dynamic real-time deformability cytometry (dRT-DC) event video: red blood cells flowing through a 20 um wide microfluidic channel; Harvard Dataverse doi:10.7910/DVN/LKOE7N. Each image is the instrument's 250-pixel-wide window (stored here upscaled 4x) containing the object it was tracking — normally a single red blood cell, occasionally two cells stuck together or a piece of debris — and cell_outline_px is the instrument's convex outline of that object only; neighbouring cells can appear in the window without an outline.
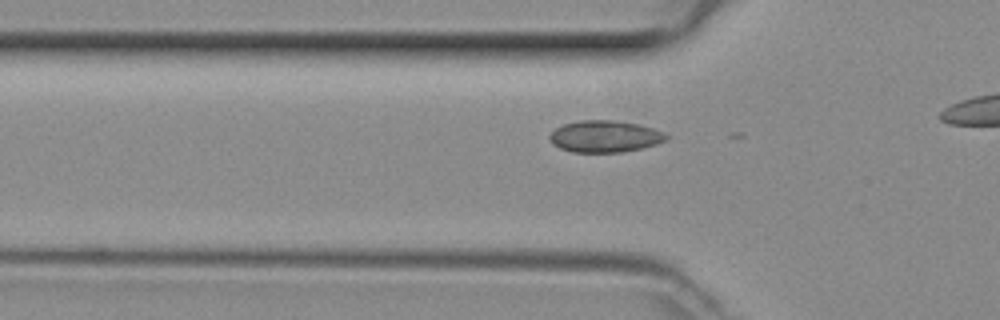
{"species": "common noctule bat (a hibernating species)", "species_latin": "Nyctalus noctula", "temperature_condition": "room temperature", "stored_images_in_passage": 20, "camera_frame_rate_fps": 3000, "um_per_image_px": 0.085, "animal": {"sex": "female", "body_mass_g": 29.2, "forearm_length_mm": 56.3}, "frame": {"image": 1, "passage_image": 9, "time_ms": 2.667, "image_size_px": [1000, 320], "cell_outline_px": [[668, 140], [644, 148], [624, 152], [572, 152], [560, 148], [552, 144], [548, 136], [556, 128], [564, 124], [580, 120], [612, 120], [636, 124], [652, 128], [664, 132], [668, 136]], "centroid_in_image_um": [51.42, 11.6], "position_along_channel_um": 74.4, "area_um2": 21.62}}
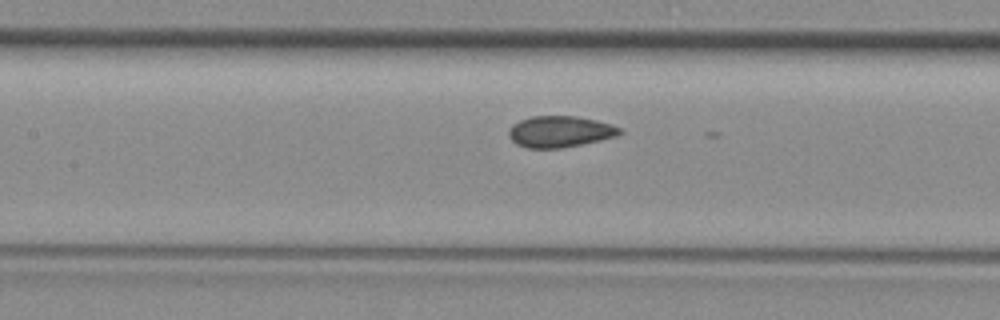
{"frame": {"image": 2, "passage_image": 15, "time_ms": 4.667, "image_size_px": [1000, 320], "cell_outline_px": [[624, 132], [616, 136], [600, 140], [560, 148], [528, 148], [516, 144], [508, 136], [508, 132], [512, 124], [520, 120], [532, 116], [576, 116], [596, 120], [612, 124], [620, 128]], "centroid_in_image_um": [47.59, 11.18], "position_along_channel_um": 159.8, "area_um2": 20.23}}
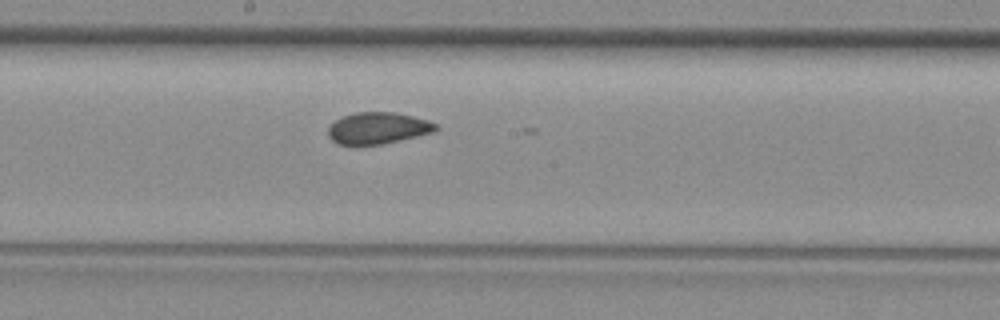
{"frame": {"image": 3, "passage_image": 19, "time_ms": 6.0, "image_size_px": [1000, 320], "cell_outline_px": [[440, 128], [432, 132], [416, 136], [380, 144], [336, 144], [328, 136], [328, 128], [336, 120], [344, 116], [356, 112], [392, 112], [412, 116], [428, 120], [436, 124]], "centroid_in_image_um": [32.11, 10.88], "position_along_channel_um": 216.1, "area_um2": 19.48}}